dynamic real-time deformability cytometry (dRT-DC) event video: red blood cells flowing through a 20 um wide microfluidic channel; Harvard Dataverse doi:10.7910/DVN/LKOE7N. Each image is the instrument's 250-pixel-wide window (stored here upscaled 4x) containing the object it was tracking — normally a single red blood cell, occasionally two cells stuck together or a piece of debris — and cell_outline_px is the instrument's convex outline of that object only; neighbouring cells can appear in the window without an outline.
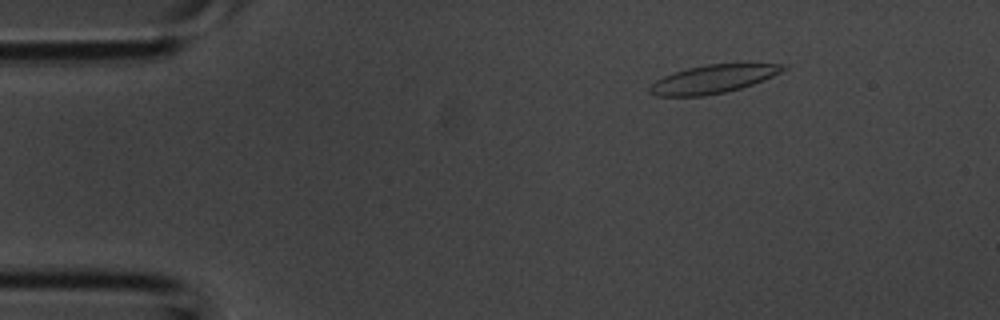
{"species": "common noctule bat (a hibernating species)", "species_latin": "Nyctalus noctula", "temperature_condition": "room temperature", "stored_images_in_passage": 3, "camera_frame_rate_fps": 3000, "um_per_image_px": 0.085, "animal": {"sex": "male", "body_mass_g": 20.1, "forearm_length_mm": 53.5}, "frame": {"image": 1, "passage_image": 1, "time_ms": 0.0, "image_size_px": [1000, 320], "cell_outline_px": [[788, 68], [772, 76], [752, 84], [740, 88], [724, 92], [704, 96], [656, 96], [648, 92], [648, 88], [656, 80], [664, 76], [688, 68], [708, 64], [744, 60], [788, 64]], "centroid_in_image_um": [60.73, 6.66], "position_along_channel_um": 24.3, "area_um2": 22.83}}